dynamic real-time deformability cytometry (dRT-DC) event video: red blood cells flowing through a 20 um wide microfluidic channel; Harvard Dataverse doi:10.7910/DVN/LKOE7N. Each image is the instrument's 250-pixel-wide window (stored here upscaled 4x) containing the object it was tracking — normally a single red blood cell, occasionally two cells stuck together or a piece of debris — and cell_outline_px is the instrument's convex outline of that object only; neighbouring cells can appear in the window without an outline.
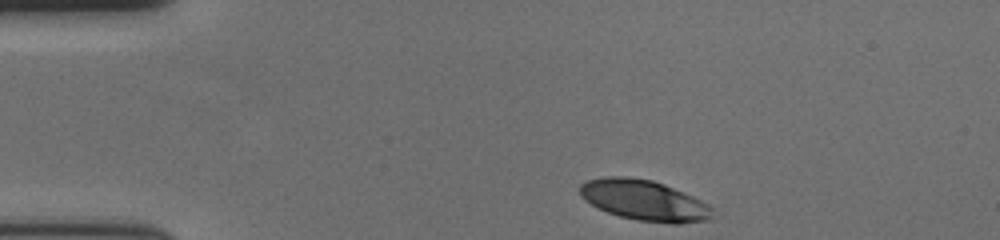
{"species": "human", "species_latin": "Homo sapiens", "temperature_condition": "cold", "stored_images_in_passage": 38, "camera_frame_rate_fps": 3000, "um_per_image_px": 0.085, "donor": {"sex": "female"}, "frame": {"image": 1, "passage_image": 1, "time_ms": 0.0, "image_size_px": [1000, 240], "cell_outline_px": [[712, 208], [708, 220], [680, 224], [672, 224], [636, 220], [620, 216], [608, 212], [584, 200], [580, 196], [580, 184], [588, 180], [604, 176], [628, 176], [652, 180], [664, 184], [692, 196], [708, 204]], "centroid_in_image_um": [54.73, 17.02], "position_along_channel_um": 30.3, "area_um2": 31.21}}
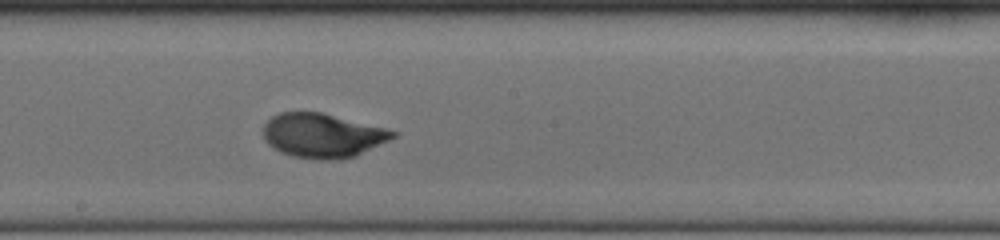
{"frame": {"image": 2, "passage_image": 22, "time_ms": 7.0, "image_size_px": [1000, 240], "cell_outline_px": [[400, 132], [396, 136], [356, 156], [340, 160], [320, 160], [292, 156], [280, 152], [268, 144], [264, 140], [264, 124], [272, 116], [280, 112], [320, 112]], "centroid_in_image_um": [27.4, 11.53], "position_along_channel_um": 220.8, "area_um2": 33.29}}
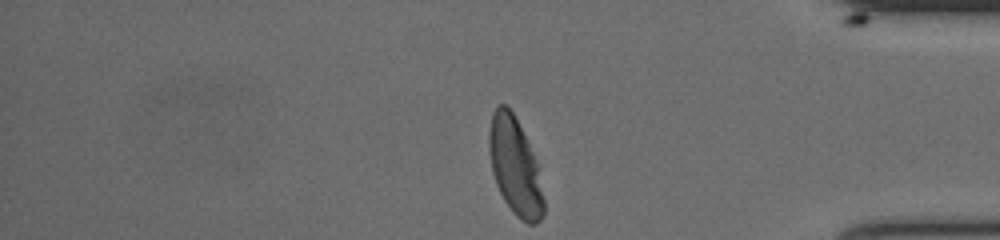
{"frame": {"image": 3, "passage_image": 38, "time_ms": 12.333, "image_size_px": [1000, 240], "cell_outline_px": [[544, 212], [540, 220], [536, 224], [528, 224], [520, 220], [512, 212], [504, 200], [496, 184], [492, 172], [488, 148], [488, 132], [492, 112], [496, 104], [504, 104], [512, 112], [532, 152], [536, 164], [544, 200]], "centroid_in_image_um": [43.74, 14.17], "position_along_channel_um": 391.5, "area_um2": 30.63}, "authors_computed_cell_mechanics": {"area_um2": 32.6859, "velocity_mm_per_s": 3.6266, "shape_relaxation_time_tau1_ms": 2.9978, "shape_relaxation_time_tau2_ms": null, "deformation_change_tau1": 0.1816, "deformation_change_tau2": null}}